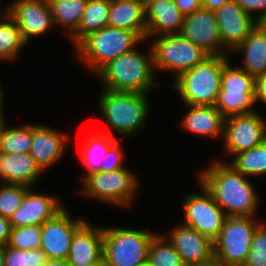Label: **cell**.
Here are the masks:
<instances>
[{"label": "cell", "instance_id": "1", "mask_svg": "<svg viewBox=\"0 0 266 266\" xmlns=\"http://www.w3.org/2000/svg\"><path fill=\"white\" fill-rule=\"evenodd\" d=\"M220 160L215 159L203 168L197 175L198 181L211 193L227 217H257L261 195L252 184V177L244 176L225 160Z\"/></svg>", "mask_w": 266, "mask_h": 266}, {"label": "cell", "instance_id": "2", "mask_svg": "<svg viewBox=\"0 0 266 266\" xmlns=\"http://www.w3.org/2000/svg\"><path fill=\"white\" fill-rule=\"evenodd\" d=\"M98 109L103 122L112 132L131 138L145 128L150 114V93H136L102 89Z\"/></svg>", "mask_w": 266, "mask_h": 266}, {"label": "cell", "instance_id": "3", "mask_svg": "<svg viewBox=\"0 0 266 266\" xmlns=\"http://www.w3.org/2000/svg\"><path fill=\"white\" fill-rule=\"evenodd\" d=\"M140 49L124 53L106 64L97 76L104 89L136 93H150L159 85L155 77L152 51Z\"/></svg>", "mask_w": 266, "mask_h": 266}, {"label": "cell", "instance_id": "4", "mask_svg": "<svg viewBox=\"0 0 266 266\" xmlns=\"http://www.w3.org/2000/svg\"><path fill=\"white\" fill-rule=\"evenodd\" d=\"M145 42L136 32L106 26L90 33L75 48L74 59L96 75L106 64Z\"/></svg>", "mask_w": 266, "mask_h": 266}, {"label": "cell", "instance_id": "5", "mask_svg": "<svg viewBox=\"0 0 266 266\" xmlns=\"http://www.w3.org/2000/svg\"><path fill=\"white\" fill-rule=\"evenodd\" d=\"M231 58L210 55L202 63L181 73L169 86L177 91L179 99L190 106H215L219 92L223 65Z\"/></svg>", "mask_w": 266, "mask_h": 266}, {"label": "cell", "instance_id": "6", "mask_svg": "<svg viewBox=\"0 0 266 266\" xmlns=\"http://www.w3.org/2000/svg\"><path fill=\"white\" fill-rule=\"evenodd\" d=\"M80 183L79 193L83 197L119 209L132 206L141 186L136 173L127 166L111 172H94Z\"/></svg>", "mask_w": 266, "mask_h": 266}, {"label": "cell", "instance_id": "7", "mask_svg": "<svg viewBox=\"0 0 266 266\" xmlns=\"http://www.w3.org/2000/svg\"><path fill=\"white\" fill-rule=\"evenodd\" d=\"M155 234L132 227H103V260L106 266H139L145 263Z\"/></svg>", "mask_w": 266, "mask_h": 266}, {"label": "cell", "instance_id": "8", "mask_svg": "<svg viewBox=\"0 0 266 266\" xmlns=\"http://www.w3.org/2000/svg\"><path fill=\"white\" fill-rule=\"evenodd\" d=\"M155 71L171 72L173 79L202 63L210 55L181 34L149 38Z\"/></svg>", "mask_w": 266, "mask_h": 266}, {"label": "cell", "instance_id": "9", "mask_svg": "<svg viewBox=\"0 0 266 266\" xmlns=\"http://www.w3.org/2000/svg\"><path fill=\"white\" fill-rule=\"evenodd\" d=\"M231 59L223 65L220 92L215 105L225 118L257 111L254 108L255 77L234 66Z\"/></svg>", "mask_w": 266, "mask_h": 266}, {"label": "cell", "instance_id": "10", "mask_svg": "<svg viewBox=\"0 0 266 266\" xmlns=\"http://www.w3.org/2000/svg\"><path fill=\"white\" fill-rule=\"evenodd\" d=\"M257 217H227L214 241V257L226 266H243L251 248Z\"/></svg>", "mask_w": 266, "mask_h": 266}, {"label": "cell", "instance_id": "11", "mask_svg": "<svg viewBox=\"0 0 266 266\" xmlns=\"http://www.w3.org/2000/svg\"><path fill=\"white\" fill-rule=\"evenodd\" d=\"M202 191L184 193L183 222L180 223L196 230L213 242L218 238L227 215L214 201L211 193L197 180ZM202 192V193H201Z\"/></svg>", "mask_w": 266, "mask_h": 266}, {"label": "cell", "instance_id": "12", "mask_svg": "<svg viewBox=\"0 0 266 266\" xmlns=\"http://www.w3.org/2000/svg\"><path fill=\"white\" fill-rule=\"evenodd\" d=\"M266 140V116L258 111L225 118L222 139L224 156L249 150Z\"/></svg>", "mask_w": 266, "mask_h": 266}, {"label": "cell", "instance_id": "13", "mask_svg": "<svg viewBox=\"0 0 266 266\" xmlns=\"http://www.w3.org/2000/svg\"><path fill=\"white\" fill-rule=\"evenodd\" d=\"M6 5L4 10L16 23L27 46L32 38L55 28L48 0H13Z\"/></svg>", "mask_w": 266, "mask_h": 266}, {"label": "cell", "instance_id": "14", "mask_svg": "<svg viewBox=\"0 0 266 266\" xmlns=\"http://www.w3.org/2000/svg\"><path fill=\"white\" fill-rule=\"evenodd\" d=\"M66 206L41 227V249L48 259H67L75 231L87 220L74 218Z\"/></svg>", "mask_w": 266, "mask_h": 266}, {"label": "cell", "instance_id": "15", "mask_svg": "<svg viewBox=\"0 0 266 266\" xmlns=\"http://www.w3.org/2000/svg\"><path fill=\"white\" fill-rule=\"evenodd\" d=\"M218 29L223 43V55L230 56L258 22L248 15L234 0L221 6L215 12Z\"/></svg>", "mask_w": 266, "mask_h": 266}, {"label": "cell", "instance_id": "16", "mask_svg": "<svg viewBox=\"0 0 266 266\" xmlns=\"http://www.w3.org/2000/svg\"><path fill=\"white\" fill-rule=\"evenodd\" d=\"M174 246L186 266H199L214 258V242L180 223L163 234Z\"/></svg>", "mask_w": 266, "mask_h": 266}, {"label": "cell", "instance_id": "17", "mask_svg": "<svg viewBox=\"0 0 266 266\" xmlns=\"http://www.w3.org/2000/svg\"><path fill=\"white\" fill-rule=\"evenodd\" d=\"M180 34L209 55H223V43L213 11L201 7L185 16Z\"/></svg>", "mask_w": 266, "mask_h": 266}, {"label": "cell", "instance_id": "18", "mask_svg": "<svg viewBox=\"0 0 266 266\" xmlns=\"http://www.w3.org/2000/svg\"><path fill=\"white\" fill-rule=\"evenodd\" d=\"M30 188L18 208L10 217L12 228L30 225L41 226L45 221L52 219L60 212L65 204L57 196L37 193ZM60 200V201H59Z\"/></svg>", "mask_w": 266, "mask_h": 266}, {"label": "cell", "instance_id": "19", "mask_svg": "<svg viewBox=\"0 0 266 266\" xmlns=\"http://www.w3.org/2000/svg\"><path fill=\"white\" fill-rule=\"evenodd\" d=\"M68 133L54 129L53 127L32 124V142L30 155L45 172L58 163L66 153L70 142Z\"/></svg>", "mask_w": 266, "mask_h": 266}, {"label": "cell", "instance_id": "20", "mask_svg": "<svg viewBox=\"0 0 266 266\" xmlns=\"http://www.w3.org/2000/svg\"><path fill=\"white\" fill-rule=\"evenodd\" d=\"M86 220L73 234L67 261L71 266H91L103 259V225Z\"/></svg>", "mask_w": 266, "mask_h": 266}, {"label": "cell", "instance_id": "21", "mask_svg": "<svg viewBox=\"0 0 266 266\" xmlns=\"http://www.w3.org/2000/svg\"><path fill=\"white\" fill-rule=\"evenodd\" d=\"M146 41L166 34H180L184 16L174 0H155L145 6Z\"/></svg>", "mask_w": 266, "mask_h": 266}, {"label": "cell", "instance_id": "22", "mask_svg": "<svg viewBox=\"0 0 266 266\" xmlns=\"http://www.w3.org/2000/svg\"><path fill=\"white\" fill-rule=\"evenodd\" d=\"M185 115L180 124L185 131L201 138L223 139L225 117L216 106H190L183 104Z\"/></svg>", "mask_w": 266, "mask_h": 266}, {"label": "cell", "instance_id": "23", "mask_svg": "<svg viewBox=\"0 0 266 266\" xmlns=\"http://www.w3.org/2000/svg\"><path fill=\"white\" fill-rule=\"evenodd\" d=\"M44 171L29 153H0V180L5 184L35 187Z\"/></svg>", "mask_w": 266, "mask_h": 266}, {"label": "cell", "instance_id": "24", "mask_svg": "<svg viewBox=\"0 0 266 266\" xmlns=\"http://www.w3.org/2000/svg\"><path fill=\"white\" fill-rule=\"evenodd\" d=\"M108 26L136 32L146 41L145 6L136 0H111Z\"/></svg>", "mask_w": 266, "mask_h": 266}, {"label": "cell", "instance_id": "25", "mask_svg": "<svg viewBox=\"0 0 266 266\" xmlns=\"http://www.w3.org/2000/svg\"><path fill=\"white\" fill-rule=\"evenodd\" d=\"M235 51L243 54L239 67L248 74L255 77L266 71V32L259 24L232 52L236 54Z\"/></svg>", "mask_w": 266, "mask_h": 266}, {"label": "cell", "instance_id": "26", "mask_svg": "<svg viewBox=\"0 0 266 266\" xmlns=\"http://www.w3.org/2000/svg\"><path fill=\"white\" fill-rule=\"evenodd\" d=\"M89 137L83 141L80 148L81 164L86 168L84 176H81L82 181L86 176L101 170V165L105 154H107L110 146L118 139L114 138L113 134L104 132L103 130L88 134Z\"/></svg>", "mask_w": 266, "mask_h": 266}, {"label": "cell", "instance_id": "27", "mask_svg": "<svg viewBox=\"0 0 266 266\" xmlns=\"http://www.w3.org/2000/svg\"><path fill=\"white\" fill-rule=\"evenodd\" d=\"M111 0H88L78 29L69 37L74 48L90 33L108 26Z\"/></svg>", "mask_w": 266, "mask_h": 266}, {"label": "cell", "instance_id": "28", "mask_svg": "<svg viewBox=\"0 0 266 266\" xmlns=\"http://www.w3.org/2000/svg\"><path fill=\"white\" fill-rule=\"evenodd\" d=\"M88 0H48L56 28L69 38L77 29Z\"/></svg>", "mask_w": 266, "mask_h": 266}, {"label": "cell", "instance_id": "29", "mask_svg": "<svg viewBox=\"0 0 266 266\" xmlns=\"http://www.w3.org/2000/svg\"><path fill=\"white\" fill-rule=\"evenodd\" d=\"M25 43L21 31L4 8L0 11V61H13L23 50Z\"/></svg>", "mask_w": 266, "mask_h": 266}, {"label": "cell", "instance_id": "30", "mask_svg": "<svg viewBox=\"0 0 266 266\" xmlns=\"http://www.w3.org/2000/svg\"><path fill=\"white\" fill-rule=\"evenodd\" d=\"M32 123L9 126L8 121L0 127V153H30Z\"/></svg>", "mask_w": 266, "mask_h": 266}, {"label": "cell", "instance_id": "31", "mask_svg": "<svg viewBox=\"0 0 266 266\" xmlns=\"http://www.w3.org/2000/svg\"><path fill=\"white\" fill-rule=\"evenodd\" d=\"M226 162L249 178L266 176V140L256 147L233 155L231 161Z\"/></svg>", "mask_w": 266, "mask_h": 266}, {"label": "cell", "instance_id": "32", "mask_svg": "<svg viewBox=\"0 0 266 266\" xmlns=\"http://www.w3.org/2000/svg\"><path fill=\"white\" fill-rule=\"evenodd\" d=\"M148 262L150 266H186L174 246L160 231L151 239Z\"/></svg>", "mask_w": 266, "mask_h": 266}, {"label": "cell", "instance_id": "33", "mask_svg": "<svg viewBox=\"0 0 266 266\" xmlns=\"http://www.w3.org/2000/svg\"><path fill=\"white\" fill-rule=\"evenodd\" d=\"M2 251L5 266H45L48 261L41 248L25 251L6 245Z\"/></svg>", "mask_w": 266, "mask_h": 266}, {"label": "cell", "instance_id": "34", "mask_svg": "<svg viewBox=\"0 0 266 266\" xmlns=\"http://www.w3.org/2000/svg\"><path fill=\"white\" fill-rule=\"evenodd\" d=\"M30 188L22 184L0 183V215L10 219L12 214L20 208Z\"/></svg>", "mask_w": 266, "mask_h": 266}, {"label": "cell", "instance_id": "35", "mask_svg": "<svg viewBox=\"0 0 266 266\" xmlns=\"http://www.w3.org/2000/svg\"><path fill=\"white\" fill-rule=\"evenodd\" d=\"M41 238V227L39 225L12 228L7 246L25 251L40 249Z\"/></svg>", "mask_w": 266, "mask_h": 266}, {"label": "cell", "instance_id": "36", "mask_svg": "<svg viewBox=\"0 0 266 266\" xmlns=\"http://www.w3.org/2000/svg\"><path fill=\"white\" fill-rule=\"evenodd\" d=\"M262 221L254 231L248 258L243 266H266V221Z\"/></svg>", "mask_w": 266, "mask_h": 266}, {"label": "cell", "instance_id": "37", "mask_svg": "<svg viewBox=\"0 0 266 266\" xmlns=\"http://www.w3.org/2000/svg\"><path fill=\"white\" fill-rule=\"evenodd\" d=\"M120 140L117 139L109 148L107 154H105L102 165L101 172H111L124 167V161L126 155L124 154V149L121 146Z\"/></svg>", "mask_w": 266, "mask_h": 266}, {"label": "cell", "instance_id": "38", "mask_svg": "<svg viewBox=\"0 0 266 266\" xmlns=\"http://www.w3.org/2000/svg\"><path fill=\"white\" fill-rule=\"evenodd\" d=\"M248 15L257 22L266 15V0H234Z\"/></svg>", "mask_w": 266, "mask_h": 266}, {"label": "cell", "instance_id": "39", "mask_svg": "<svg viewBox=\"0 0 266 266\" xmlns=\"http://www.w3.org/2000/svg\"><path fill=\"white\" fill-rule=\"evenodd\" d=\"M254 100L256 107L258 103L266 105V71L255 76Z\"/></svg>", "mask_w": 266, "mask_h": 266}, {"label": "cell", "instance_id": "40", "mask_svg": "<svg viewBox=\"0 0 266 266\" xmlns=\"http://www.w3.org/2000/svg\"><path fill=\"white\" fill-rule=\"evenodd\" d=\"M174 3L184 17L202 7L201 0H174Z\"/></svg>", "mask_w": 266, "mask_h": 266}, {"label": "cell", "instance_id": "41", "mask_svg": "<svg viewBox=\"0 0 266 266\" xmlns=\"http://www.w3.org/2000/svg\"><path fill=\"white\" fill-rule=\"evenodd\" d=\"M11 229L12 226L9 219L0 215V247L7 245Z\"/></svg>", "mask_w": 266, "mask_h": 266}, {"label": "cell", "instance_id": "42", "mask_svg": "<svg viewBox=\"0 0 266 266\" xmlns=\"http://www.w3.org/2000/svg\"><path fill=\"white\" fill-rule=\"evenodd\" d=\"M231 0H201L202 7L215 12L220 9L222 5Z\"/></svg>", "mask_w": 266, "mask_h": 266}, {"label": "cell", "instance_id": "43", "mask_svg": "<svg viewBox=\"0 0 266 266\" xmlns=\"http://www.w3.org/2000/svg\"><path fill=\"white\" fill-rule=\"evenodd\" d=\"M5 91H4V87L2 86V83H0V127L3 126L7 121L4 115V101H5Z\"/></svg>", "mask_w": 266, "mask_h": 266}, {"label": "cell", "instance_id": "44", "mask_svg": "<svg viewBox=\"0 0 266 266\" xmlns=\"http://www.w3.org/2000/svg\"><path fill=\"white\" fill-rule=\"evenodd\" d=\"M45 266H71L67 259H48Z\"/></svg>", "mask_w": 266, "mask_h": 266}, {"label": "cell", "instance_id": "45", "mask_svg": "<svg viewBox=\"0 0 266 266\" xmlns=\"http://www.w3.org/2000/svg\"><path fill=\"white\" fill-rule=\"evenodd\" d=\"M199 266H226V265L214 257L212 260L204 262L203 264H200Z\"/></svg>", "mask_w": 266, "mask_h": 266}, {"label": "cell", "instance_id": "46", "mask_svg": "<svg viewBox=\"0 0 266 266\" xmlns=\"http://www.w3.org/2000/svg\"><path fill=\"white\" fill-rule=\"evenodd\" d=\"M258 24L266 32V15L258 21Z\"/></svg>", "mask_w": 266, "mask_h": 266}, {"label": "cell", "instance_id": "47", "mask_svg": "<svg viewBox=\"0 0 266 266\" xmlns=\"http://www.w3.org/2000/svg\"><path fill=\"white\" fill-rule=\"evenodd\" d=\"M0 266H5L2 247H0Z\"/></svg>", "mask_w": 266, "mask_h": 266}, {"label": "cell", "instance_id": "48", "mask_svg": "<svg viewBox=\"0 0 266 266\" xmlns=\"http://www.w3.org/2000/svg\"><path fill=\"white\" fill-rule=\"evenodd\" d=\"M91 266H106L105 261L102 259L100 262L95 263L94 265Z\"/></svg>", "mask_w": 266, "mask_h": 266}, {"label": "cell", "instance_id": "49", "mask_svg": "<svg viewBox=\"0 0 266 266\" xmlns=\"http://www.w3.org/2000/svg\"><path fill=\"white\" fill-rule=\"evenodd\" d=\"M153 1H155V0H142V4L144 6H146V5H148L149 3L153 2Z\"/></svg>", "mask_w": 266, "mask_h": 266}, {"label": "cell", "instance_id": "50", "mask_svg": "<svg viewBox=\"0 0 266 266\" xmlns=\"http://www.w3.org/2000/svg\"><path fill=\"white\" fill-rule=\"evenodd\" d=\"M139 266H150V264H149V262H148V261H146L145 263H143V264H140Z\"/></svg>", "mask_w": 266, "mask_h": 266}]
</instances>
